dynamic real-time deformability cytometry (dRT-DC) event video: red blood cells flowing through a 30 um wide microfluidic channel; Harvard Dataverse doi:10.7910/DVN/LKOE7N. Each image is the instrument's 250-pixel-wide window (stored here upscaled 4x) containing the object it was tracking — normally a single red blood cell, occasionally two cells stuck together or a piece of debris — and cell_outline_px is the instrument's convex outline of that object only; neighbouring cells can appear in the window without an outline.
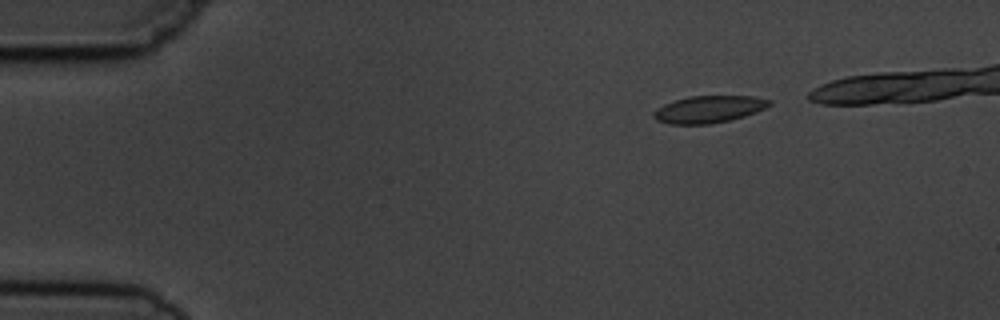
{"species": "common noctule bat (a hibernating species)", "species_latin": "Nyctalus noctula", "temperature_condition": "cold", "stored_images_in_passage": 4, "camera_frame_rate_fps": 3000, "um_per_image_px": 0.085, "animal": {"sex": "male", "body_mass_g": 19.5, "forearm_length_mm": 54.6}, "frame": {"image": 1, "passage_image": 1, "time_ms": 0.0, "image_size_px": [1000, 320], "cell_outline_px": [[772, 104], [756, 112], [744, 116], [728, 120], [708, 124], [668, 124], [656, 120], [652, 116], [652, 112], [656, 108], [664, 104], [688, 96], [752, 96], [772, 100]], "centroid_in_image_um": [60.22, 9.28], "position_along_channel_um": 24.8, "area_um2": 18.26}}